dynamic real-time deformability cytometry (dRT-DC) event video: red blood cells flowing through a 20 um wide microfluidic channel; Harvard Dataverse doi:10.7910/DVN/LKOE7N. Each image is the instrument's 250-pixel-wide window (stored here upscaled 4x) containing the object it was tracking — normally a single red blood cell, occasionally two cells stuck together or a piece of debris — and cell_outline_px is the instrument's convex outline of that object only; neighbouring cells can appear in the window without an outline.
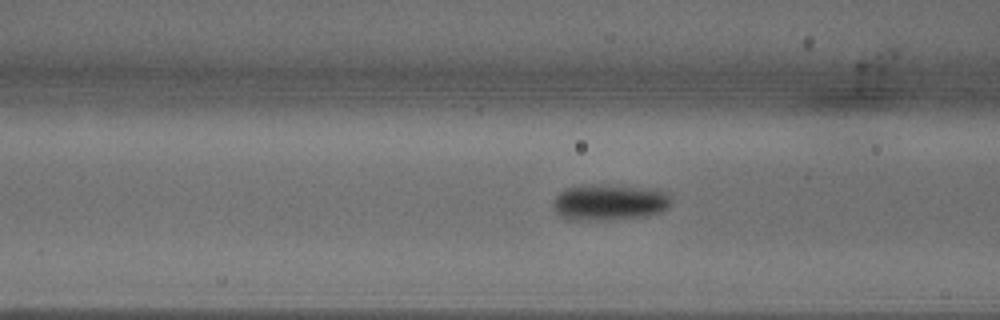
{"species": "common noctule bat (a hibernating species)", "species_latin": "Nyctalus noctula", "temperature_condition": "warm", "stored_images_in_passage": 27, "camera_frame_rate_fps": 3000, "um_per_image_px": 0.085, "animal": {"sex": "male", "body_mass_g": 18.8}, "frame": {"image": 1, "passage_image": 7, "time_ms": 2.0, "image_size_px": [1000, 320], "cell_outline_px": [[668, 208], [660, 212], [648, 216], [604, 220], [564, 220], [556, 212], [552, 204], [552, 200], [560, 192], [568, 188], [632, 188], [664, 192], [668, 196]], "centroid_in_image_um": [51.71, 17.29], "position_along_channel_um": 114.9, "area_um2": 23.29}}
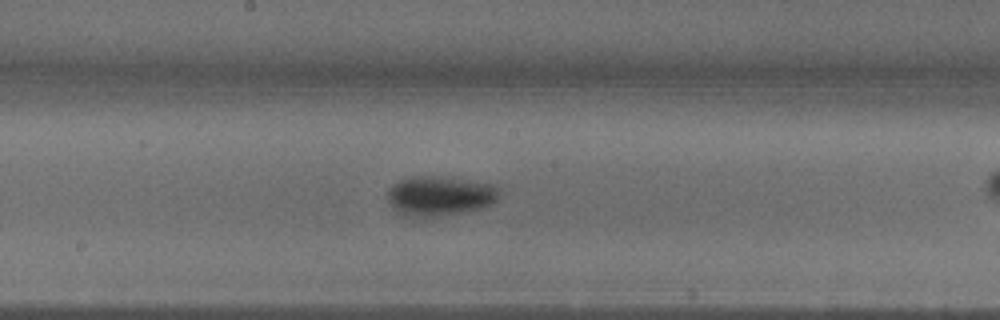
{"frame": {"image": 2, "passage_image": 14, "time_ms": 4.333, "image_size_px": [1000, 320], "cell_outline_px": [[500, 188], [496, 200], [492, 204], [480, 208], [460, 212], [412, 220], [404, 216], [388, 204], [388, 192], [400, 180], [412, 176], [436, 176], [496, 184]], "centroid_in_image_um": [37.36, 16.67], "position_along_channel_um": 210.8, "area_um2": 25.95}}
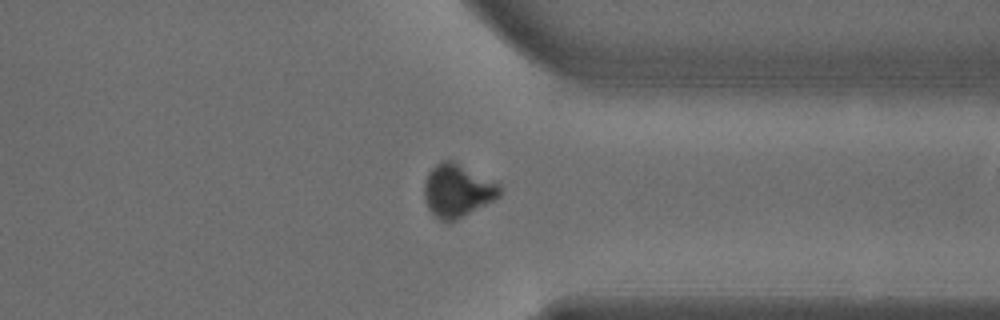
{"frame": {"image": 3, "passage_image": 26, "time_ms": 8.333, "image_size_px": [1000, 320], "cell_outline_px": [[500, 196], [464, 216], [448, 224], [444, 224], [428, 208], [424, 196], [424, 184], [432, 168], [436, 164], [444, 160], [452, 160], [500, 180]], "centroid_in_image_um": [38.93, 16.19], "position_along_channel_um": 372.5, "area_um2": 23.76}}